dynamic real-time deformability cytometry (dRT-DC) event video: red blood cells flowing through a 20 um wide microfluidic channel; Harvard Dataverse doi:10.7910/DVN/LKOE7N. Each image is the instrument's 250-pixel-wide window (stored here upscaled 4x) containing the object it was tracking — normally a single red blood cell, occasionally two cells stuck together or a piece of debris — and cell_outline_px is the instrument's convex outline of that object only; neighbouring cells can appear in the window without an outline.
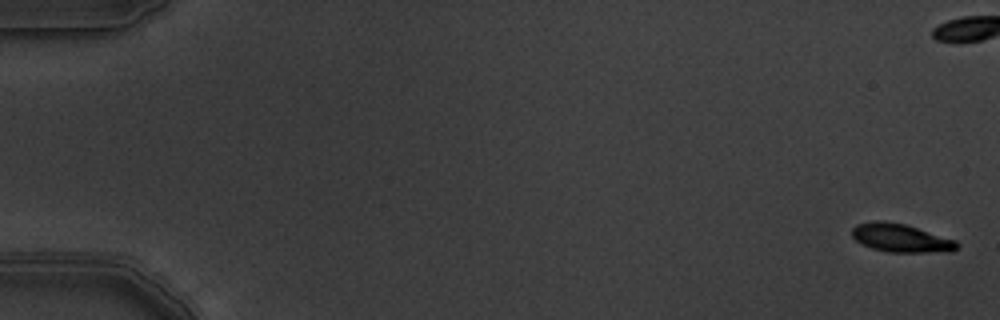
{"species": "common noctule bat (a hibernating species)", "species_latin": "Nyctalus noctula", "temperature_condition": "warm", "stored_images_in_passage": 7, "camera_frame_rate_fps": 3000, "um_per_image_px": 0.085, "animal": {"sex": "male", "body_mass_g": 19.5, "forearm_length_mm": 54.6}, "frame": {"image": 1, "passage_image": 1, "time_ms": 0.0, "image_size_px": [1000, 320], "cell_outline_px": [[960, 244], [952, 252], [888, 252], [872, 248], [856, 240], [852, 236], [852, 228], [856, 224], [876, 220], [884, 220], [904, 224], [956, 240]], "centroid_in_image_um": [76.58, 20.23], "position_along_channel_um": 8.4, "area_um2": 17.28}}